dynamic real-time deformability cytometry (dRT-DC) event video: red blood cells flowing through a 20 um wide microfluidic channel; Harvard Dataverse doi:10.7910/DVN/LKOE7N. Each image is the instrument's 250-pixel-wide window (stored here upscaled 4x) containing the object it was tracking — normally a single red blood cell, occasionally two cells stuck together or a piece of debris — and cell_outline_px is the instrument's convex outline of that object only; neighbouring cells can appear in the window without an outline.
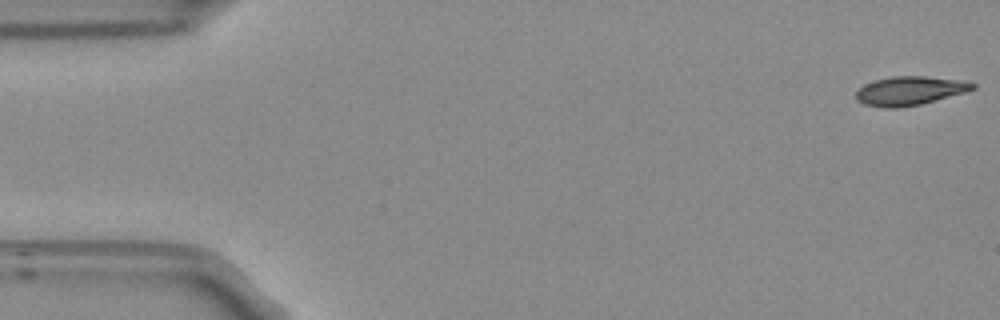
{"species": "Egyptian fruit bat (a non-hibernating species)", "species_latin": "Rousettus aegyptiacus", "temperature_condition": "room temperature", "stored_images_in_passage": 9, "camera_frame_rate_fps": 3000, "um_per_image_px": 0.085, "frame": {"image": 1, "passage_image": 1, "time_ms": 0.0, "image_size_px": [1000, 320], "cell_outline_px": [[976, 88], [964, 92], [920, 104], [896, 108], [884, 108], [864, 104], [856, 100], [856, 92], [864, 84], [876, 80], [892, 76], [924, 76], [968, 80], [976, 84]], "centroid_in_image_um": [77.34, 7.7], "position_along_channel_um": 7.7, "area_um2": 19.59}}